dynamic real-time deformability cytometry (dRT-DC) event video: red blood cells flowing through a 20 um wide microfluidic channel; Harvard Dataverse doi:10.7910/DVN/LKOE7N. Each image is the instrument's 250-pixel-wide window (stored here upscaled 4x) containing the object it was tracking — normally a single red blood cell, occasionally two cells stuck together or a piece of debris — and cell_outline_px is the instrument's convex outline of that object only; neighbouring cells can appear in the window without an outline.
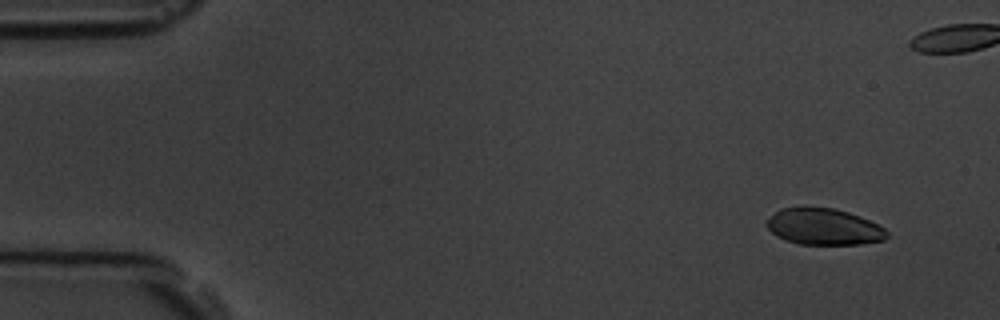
{"species": "common noctule bat (a hibernating species)", "species_latin": "Nyctalus noctula", "temperature_condition": "room temperature", "stored_images_in_passage": 9, "camera_frame_rate_fps": 3000, "um_per_image_px": 0.085, "animal": {"sex": "male", "body_mass_g": 19.5, "forearm_length_mm": 54.6}, "frame": {"image": 1, "passage_image": 2, "time_ms": 1.0, "image_size_px": [1000, 320], "cell_outline_px": [[888, 236], [884, 240], [860, 244], [800, 244], [784, 240], [776, 236], [764, 224], [780, 208], [832, 208], [848, 212], [860, 216], [884, 228], [888, 232]], "centroid_in_image_um": [70.03, 19.29], "position_along_channel_um": 15.0, "area_um2": 25.2}}
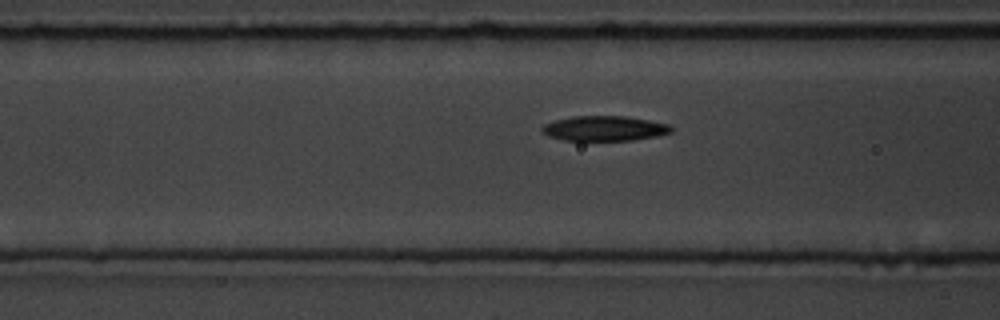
{"frame": {"image": 2, "passage_image": 8, "time_ms": 8.667, "image_size_px": [1000, 320], "cell_outline_px": [[672, 132], [656, 136], [632, 140], [564, 140], [548, 136], [540, 128], [544, 124], [552, 120], [572, 116], [624, 116], [648, 120], [668, 124], [672, 128]], "centroid_in_image_um": [51.34, 10.91], "position_along_channel_um": 115.3, "area_um2": 18.73}}
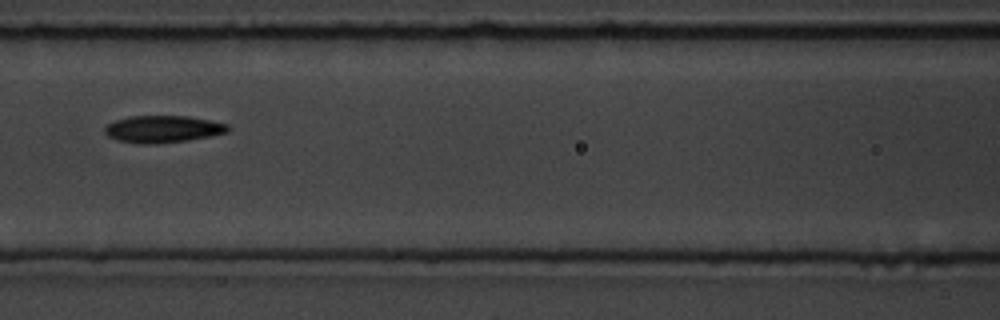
{"frame": {"image": 3, "passage_image": 9, "time_ms": 9.667, "image_size_px": [1000, 320], "cell_outline_px": [[232, 128], [228, 132], [188, 140], [156, 144], [140, 144], [116, 140], [108, 136], [104, 132], [104, 128], [108, 124], [116, 120], [128, 116], [188, 116], [228, 124]], "centroid_in_image_um": [13.83, 10.97], "position_along_channel_um": 152.8, "area_um2": 19.48}}